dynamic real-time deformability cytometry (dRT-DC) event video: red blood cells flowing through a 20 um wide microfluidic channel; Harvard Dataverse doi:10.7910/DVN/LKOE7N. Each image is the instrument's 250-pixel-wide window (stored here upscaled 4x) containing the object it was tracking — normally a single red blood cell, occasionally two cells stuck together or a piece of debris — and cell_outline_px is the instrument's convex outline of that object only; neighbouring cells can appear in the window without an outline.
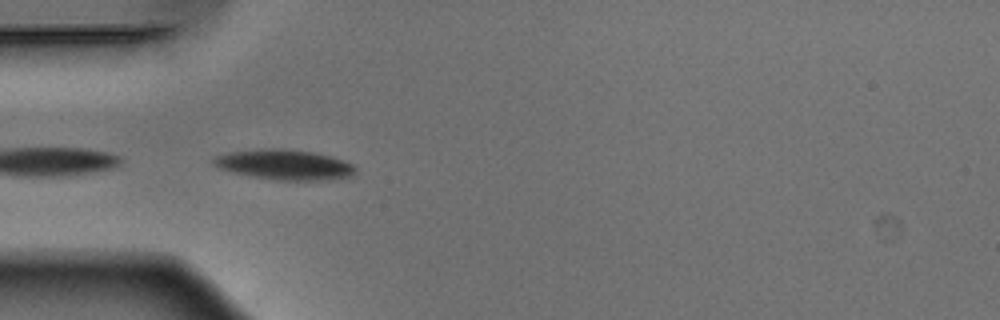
{"species": "Egyptian fruit bat (a non-hibernating species)", "species_latin": "Rousettus aegyptiacus", "temperature_condition": "warm", "stored_images_in_passage": 5, "camera_frame_rate_fps": 3000, "um_per_image_px": 0.085, "animal": {"sex": "male"}, "frame": {"image": 1, "passage_image": 1, "time_ms": 0.0, "image_size_px": [1000, 320], "cell_outline_px": [[356, 168], [352, 176], [320, 180], [276, 180], [252, 176], [232, 172], [220, 168], [212, 164], [212, 160], [216, 156], [228, 152], [264, 148], [284, 148], [316, 152], [332, 156], [352, 164]], "centroid_in_image_um": [24.16, 13.98], "position_along_channel_um": 60.8, "area_um2": 24.97}}